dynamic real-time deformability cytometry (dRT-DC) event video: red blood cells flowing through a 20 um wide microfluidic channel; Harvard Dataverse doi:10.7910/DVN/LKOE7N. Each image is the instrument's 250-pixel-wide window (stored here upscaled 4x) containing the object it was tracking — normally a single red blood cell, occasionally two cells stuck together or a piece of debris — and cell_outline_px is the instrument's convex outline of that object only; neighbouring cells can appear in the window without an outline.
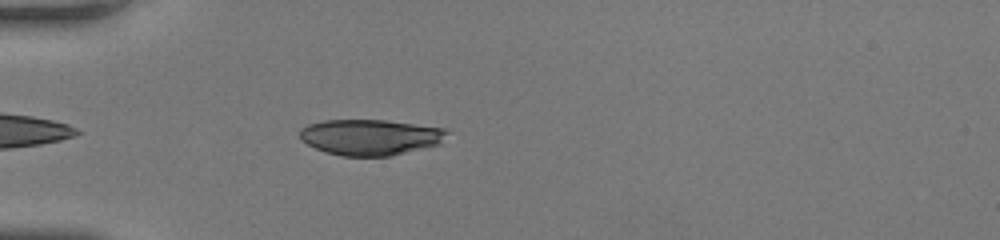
{"species": "human", "species_latin": "Homo sapiens", "temperature_condition": "room temperature", "stored_images_in_passage": 39, "camera_frame_rate_fps": 3000, "um_per_image_px": 0.085, "donor": {"sex": "female"}, "frame": {"image": 1, "passage_image": 4, "time_ms": 1.0, "image_size_px": [1000, 240], "cell_outline_px": [[448, 132], [440, 144], [392, 156], [344, 156], [324, 152], [300, 140], [300, 128], [308, 124], [324, 120], [384, 120], [444, 128]], "centroid_in_image_um": [31.45, 11.66], "position_along_channel_um": 53.5, "area_um2": 30.75}}
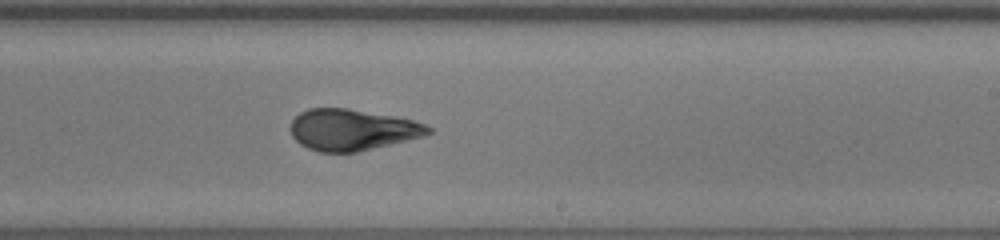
{"frame": {"image": 2, "passage_image": 20, "time_ms": 6.333, "image_size_px": [1000, 240], "cell_outline_px": [[432, 132], [420, 136], [356, 152], [320, 152], [308, 148], [300, 144], [292, 136], [288, 128], [292, 120], [300, 112], [308, 108], [348, 108], [396, 116], [412, 120], [424, 124], [432, 128]], "centroid_in_image_um": [29.86, 11.01], "position_along_channel_um": 259.1, "area_um2": 32.89}}
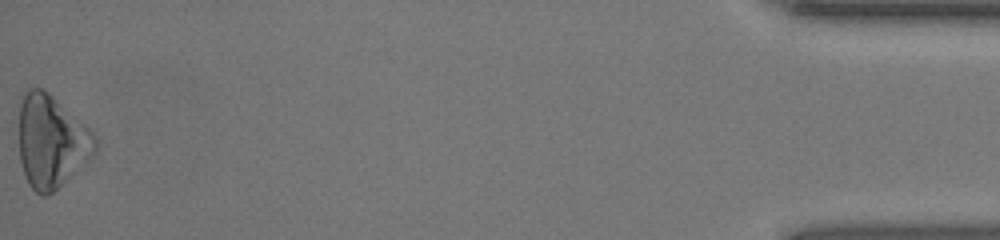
{"frame": {"image": 3, "passage_image": 39, "time_ms": 12.667, "image_size_px": [1000, 240], "cell_outline_px": [[96, 148], [84, 164], [48, 196], [40, 196], [28, 184], [24, 176], [20, 160], [16, 104], [20, 96], [28, 88], [40, 88], [48, 92], [88, 128], [96, 136]], "centroid_in_image_um": [4.27, 11.99], "position_along_channel_um": 430.9, "area_um2": 41.56}, "authors_computed_cell_mechanics": {"area_um2": 32.8882, "velocity_mm_per_s": 4.1622, "shape_relaxation_time_tau1_ms": 4.8461, "shape_relaxation_time_tau2_ms": 0.9981, "deformation_change_tau1": 0.162, "deformation_change_tau2": 0.0479}}